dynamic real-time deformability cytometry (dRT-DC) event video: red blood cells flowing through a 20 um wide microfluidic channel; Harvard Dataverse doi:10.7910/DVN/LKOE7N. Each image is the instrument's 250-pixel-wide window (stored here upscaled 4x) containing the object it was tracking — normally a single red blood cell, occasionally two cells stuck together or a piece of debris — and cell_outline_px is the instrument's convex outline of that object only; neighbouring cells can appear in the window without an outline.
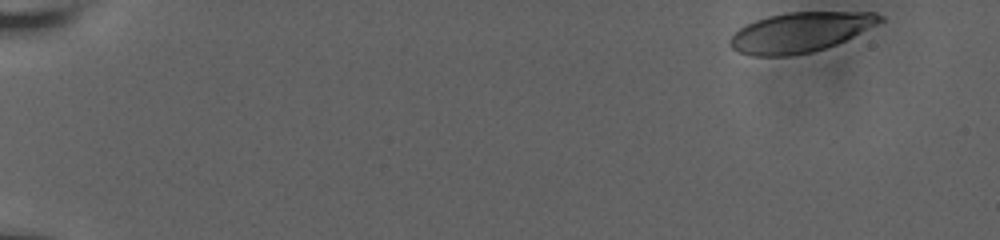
{"species": "human", "species_latin": "Homo sapiens", "temperature_condition": "room temperature", "stored_images_in_passage": 30, "camera_frame_rate_fps": 3000, "um_per_image_px": 0.085, "donor": {"sex": "male"}, "frame": {"image": 1, "passage_image": 1, "time_ms": 0.0, "image_size_px": [1000, 240], "cell_outline_px": [[884, 20], [836, 44], [812, 52], [788, 56], [752, 56], [736, 52], [728, 44], [728, 40], [744, 24], [768, 16], [788, 12], [876, 12], [884, 16]], "centroid_in_image_um": [67.96, 2.74], "position_along_channel_um": 17.0, "area_um2": 34.74}}
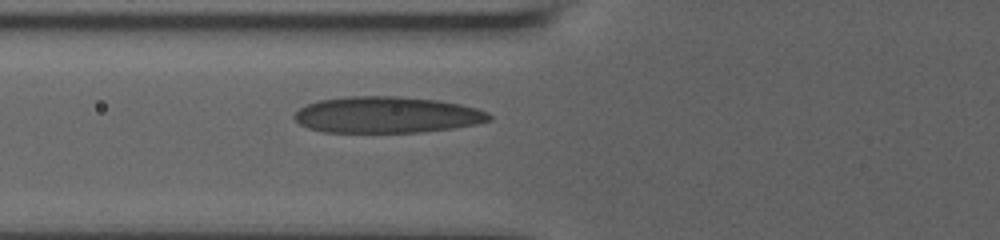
{"frame": {"image": 2, "passage_image": 21, "time_ms": 6.667, "image_size_px": [1000, 240], "cell_outline_px": [[492, 120], [476, 124], [452, 128], [420, 132], [324, 132], [308, 128], [300, 124], [292, 116], [300, 108], [308, 104], [320, 100], [348, 96], [396, 96], [440, 100], [460, 104], [476, 108], [488, 112], [492, 116]], "centroid_in_image_um": [32.9, 9.76], "position_along_channel_um": 92.9, "area_um2": 41.27}}
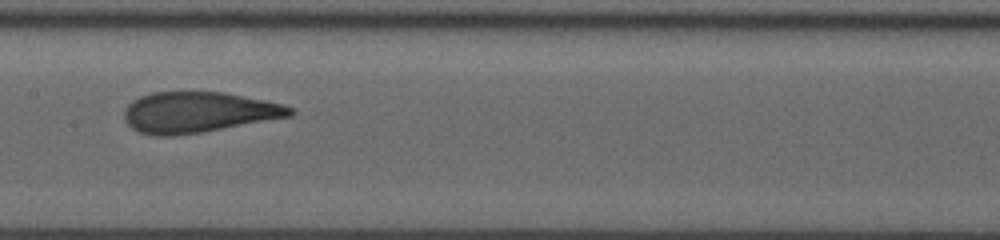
{"frame": {"image": 3, "passage_image": 29, "time_ms": 9.333, "image_size_px": [1000, 240], "cell_outline_px": [[296, 112], [292, 116], [204, 132], [172, 136], [156, 136], [140, 132], [132, 128], [124, 120], [124, 108], [132, 100], [140, 96], [152, 92], [224, 92], [264, 100], [280, 104], [292, 108]], "centroid_in_image_um": [16.83, 9.55], "position_along_channel_um": 190.6, "area_um2": 39.42}}